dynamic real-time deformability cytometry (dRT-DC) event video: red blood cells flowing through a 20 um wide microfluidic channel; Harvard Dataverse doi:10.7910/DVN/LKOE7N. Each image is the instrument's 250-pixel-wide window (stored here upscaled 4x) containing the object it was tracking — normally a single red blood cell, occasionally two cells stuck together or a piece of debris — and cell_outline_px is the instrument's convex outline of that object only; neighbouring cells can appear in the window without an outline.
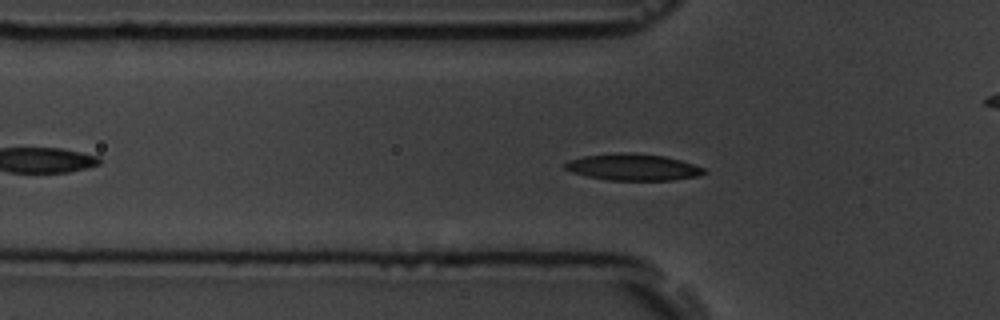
{"species": "common noctule bat (a hibernating species)", "species_latin": "Nyctalus noctula", "temperature_condition": "room temperature", "stored_images_in_passage": 51, "camera_frame_rate_fps": 3000, "um_per_image_px": 0.085, "animal": {"sex": "male", "body_mass_g": 19.5, "forearm_length_mm": 54.6}, "frame": {"image": 1, "passage_image": 13, "time_ms": 4.0, "image_size_px": [1000, 320], "cell_outline_px": [[708, 172], [700, 176], [672, 180], [608, 180], [588, 176], [572, 172], [564, 168], [564, 164], [572, 160], [584, 156], [616, 152], [632, 152], [664, 156], [680, 160], [704, 168]], "centroid_in_image_um": [53.84, 14.2], "position_along_channel_um": 72.0, "area_um2": 21.5}}
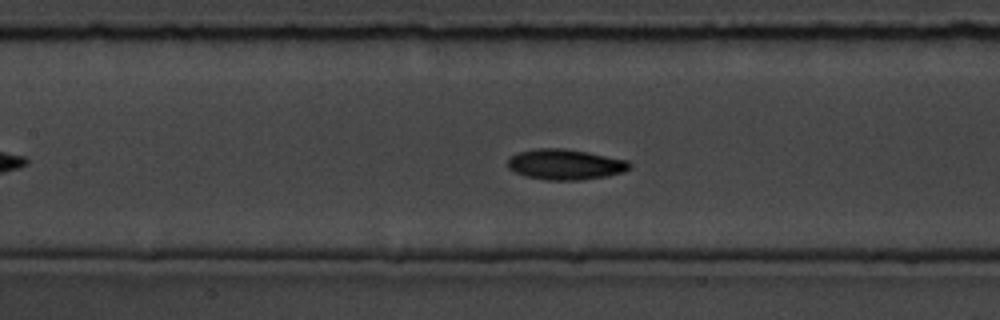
{"frame": {"image": 2, "passage_image": 20, "time_ms": 6.333, "image_size_px": [1000, 320], "cell_outline_px": [[632, 168], [624, 172], [608, 176], [580, 180], [548, 180], [524, 176], [508, 168], [508, 156], [516, 152], [540, 148], [564, 148], [588, 152], [628, 160], [632, 164]], "centroid_in_image_um": [48.06, 13.97], "position_along_channel_um": 159.3, "area_um2": 21.96}}
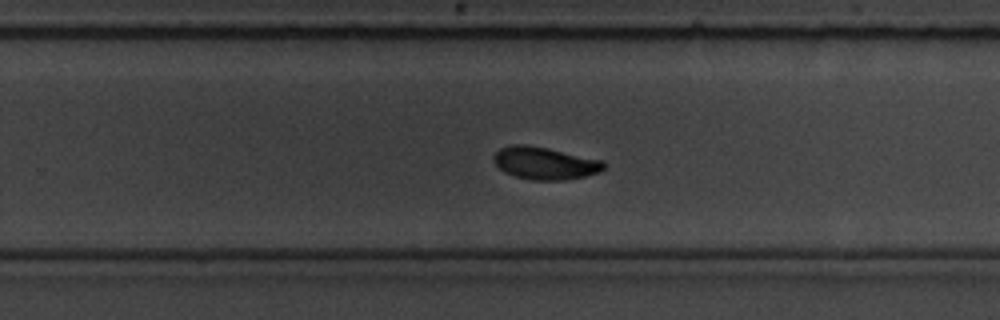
{"frame": {"image": 3, "passage_image": 30, "time_ms": 9.667, "image_size_px": [1000, 320], "cell_outline_px": [[604, 168], [600, 172], [584, 176], [564, 180], [532, 180], [516, 176], [504, 172], [492, 160], [492, 156], [500, 148], [512, 144], [524, 144], [548, 148], [600, 160], [604, 164]], "centroid_in_image_um": [46.26, 13.86], "position_along_channel_um": 283.5, "area_um2": 20.63}, "authors_computed_cell_mechanics": {"area_um2": 20.6346, "velocity_mm_per_s": 3.7384, "shape_relaxation_time_tau1_ms": 3.1626, "shape_relaxation_time_tau2_ms": 3.0919, "deformation_change_tau1": 0.1124, "deformation_change_tau2": 0.0564}}